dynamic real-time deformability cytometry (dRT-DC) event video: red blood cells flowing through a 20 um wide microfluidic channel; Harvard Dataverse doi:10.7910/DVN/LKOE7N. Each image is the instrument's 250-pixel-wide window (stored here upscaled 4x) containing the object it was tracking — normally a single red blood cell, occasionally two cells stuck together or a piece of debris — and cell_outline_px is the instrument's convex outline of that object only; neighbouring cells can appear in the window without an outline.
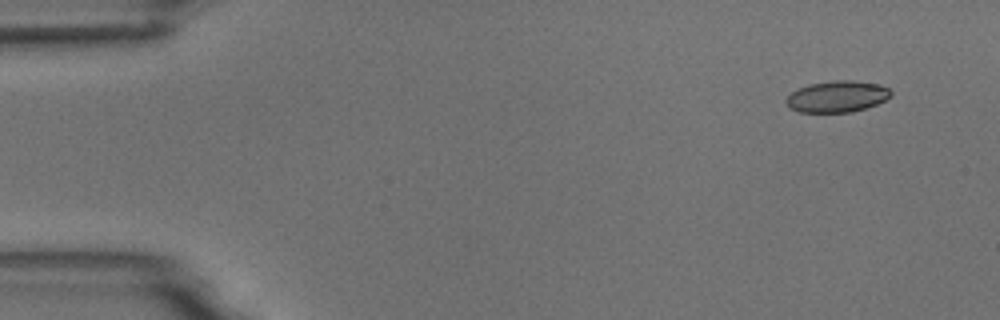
{"species": "common noctule bat (a hibernating species)", "species_latin": "Nyctalus noctula", "temperature_condition": "room temperature", "stored_images_in_passage": 9, "camera_frame_rate_fps": 3000, "um_per_image_px": 0.085, "animal": {"sex": "male", "body_mass_g": 18.8}, "frame": {"image": 1, "passage_image": 1, "time_ms": 0.0, "image_size_px": [1000, 320], "cell_outline_px": [[892, 96], [876, 104], [852, 112], [800, 112], [788, 108], [784, 100], [792, 92], [808, 84], [836, 80], [852, 80], [880, 84], [888, 88], [892, 92]], "centroid_in_image_um": [71.15, 8.2], "position_along_channel_um": 13.9, "area_um2": 19.19}}
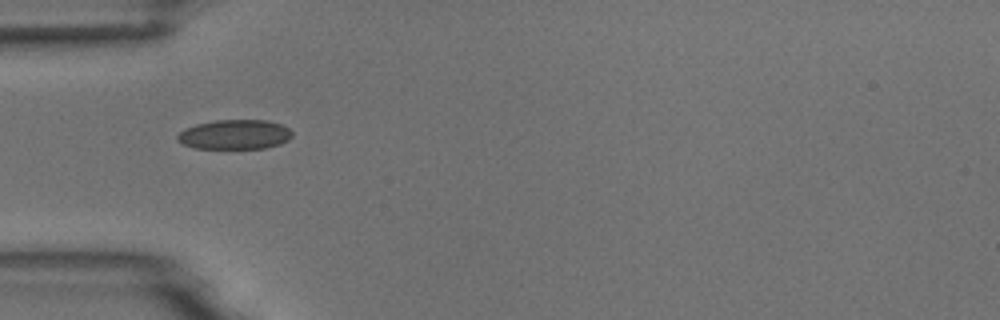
{"frame": {"image": 2, "passage_image": 4, "time_ms": 4.333, "image_size_px": [1000, 320], "cell_outline_px": [[292, 136], [288, 140], [280, 144], [264, 148], [196, 148], [184, 144], [176, 140], [176, 136], [184, 128], [196, 124], [216, 120], [268, 120], [280, 124], [288, 128], [292, 132]], "centroid_in_image_um": [19.95, 11.42], "position_along_channel_um": 65.1, "area_um2": 19.77}}